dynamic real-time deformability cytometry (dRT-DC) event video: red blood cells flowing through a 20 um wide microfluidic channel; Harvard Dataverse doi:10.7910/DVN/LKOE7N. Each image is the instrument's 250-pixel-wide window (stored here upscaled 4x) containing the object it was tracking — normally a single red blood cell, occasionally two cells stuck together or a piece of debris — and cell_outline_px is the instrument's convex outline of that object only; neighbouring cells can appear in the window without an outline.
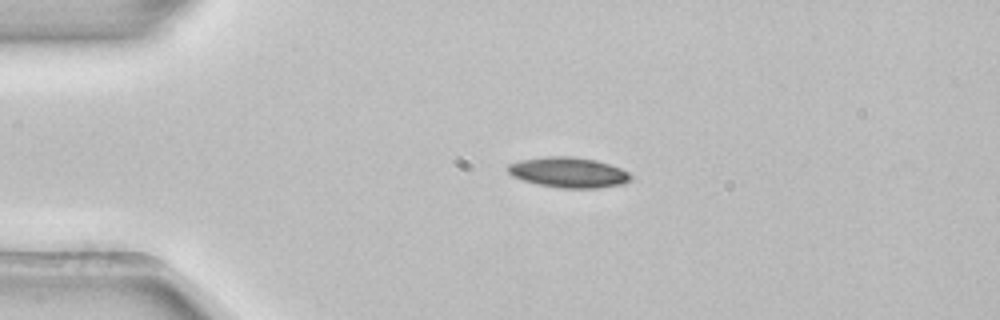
{"species": "common noctule bat (a hibernating species)", "species_latin": "Nyctalus noctula", "temperature_condition": "room temperature", "stored_images_in_passage": 2, "camera_frame_rate_fps": 3000, "um_per_image_px": 0.085, "animal": {"sex": "female", "body_mass_g": 22.7, "forearm_length_mm": 54.2}, "frame": {"image": 1, "passage_image": 1, "time_ms": 0.0, "image_size_px": [1000, 320], "cell_outline_px": [[632, 180], [624, 184], [600, 188], [560, 188], [536, 184], [512, 176], [508, 172], [508, 164], [520, 160], [548, 156], [572, 156], [596, 160], [620, 168], [628, 172], [632, 176]], "centroid_in_image_um": [48.34, 14.66], "position_along_channel_um": 36.7, "area_um2": 21.85}}